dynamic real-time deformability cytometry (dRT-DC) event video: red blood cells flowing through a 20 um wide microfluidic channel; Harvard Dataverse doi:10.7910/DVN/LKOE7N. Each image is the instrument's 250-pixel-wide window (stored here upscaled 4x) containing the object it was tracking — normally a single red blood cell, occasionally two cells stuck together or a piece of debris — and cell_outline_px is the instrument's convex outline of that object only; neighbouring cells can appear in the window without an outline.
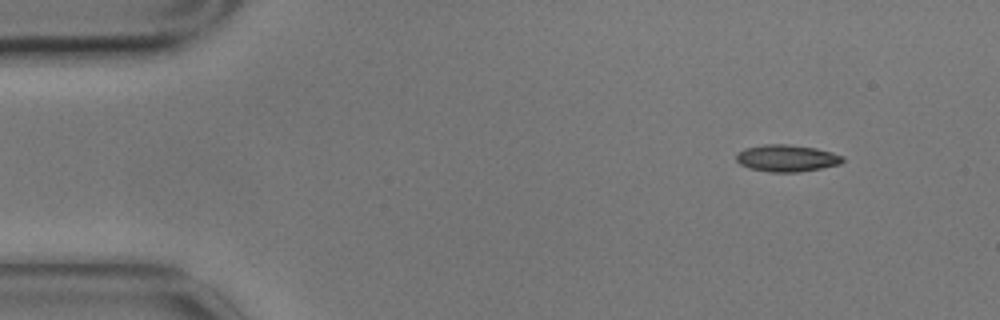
{"species": "common noctule bat (a hibernating species)", "species_latin": "Nyctalus noctula", "temperature_condition": "cold", "stored_images_in_passage": 4, "camera_frame_rate_fps": 3000, "um_per_image_px": 0.085, "animal": {"sex": "male", "body_mass_g": 17.9}, "frame": {"image": 1, "passage_image": 1, "time_ms": 0.0, "image_size_px": [1000, 320], "cell_outline_px": [[844, 160], [840, 164], [800, 172], [768, 172], [748, 168], [740, 164], [736, 160], [736, 152], [744, 148], [764, 144], [788, 144], [816, 148], [832, 152], [844, 156]], "centroid_in_image_um": [66.85, 13.44], "position_along_channel_um": 18.2, "area_um2": 16.88}}
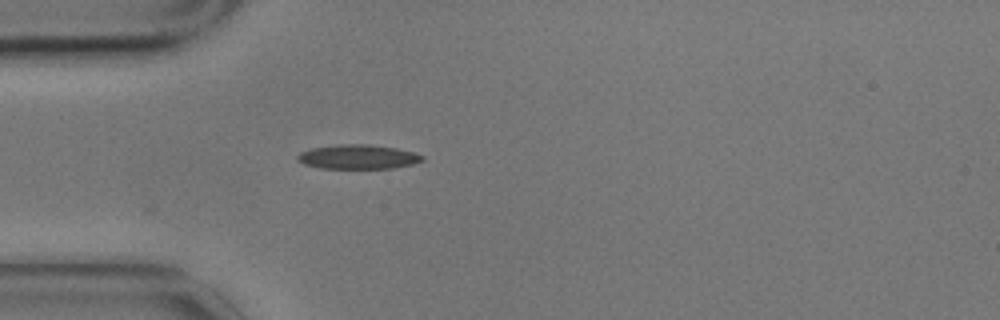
{"frame": {"image": 2, "passage_image": 4, "time_ms": 1.0, "image_size_px": [1000, 320], "cell_outline_px": [[424, 160], [412, 164], [392, 168], [320, 168], [304, 164], [296, 160], [296, 156], [300, 152], [312, 148], [340, 144], [368, 144], [396, 148], [412, 152], [424, 156]], "centroid_in_image_um": [30.4, 13.33], "position_along_channel_um": 54.6, "area_um2": 17.63}}